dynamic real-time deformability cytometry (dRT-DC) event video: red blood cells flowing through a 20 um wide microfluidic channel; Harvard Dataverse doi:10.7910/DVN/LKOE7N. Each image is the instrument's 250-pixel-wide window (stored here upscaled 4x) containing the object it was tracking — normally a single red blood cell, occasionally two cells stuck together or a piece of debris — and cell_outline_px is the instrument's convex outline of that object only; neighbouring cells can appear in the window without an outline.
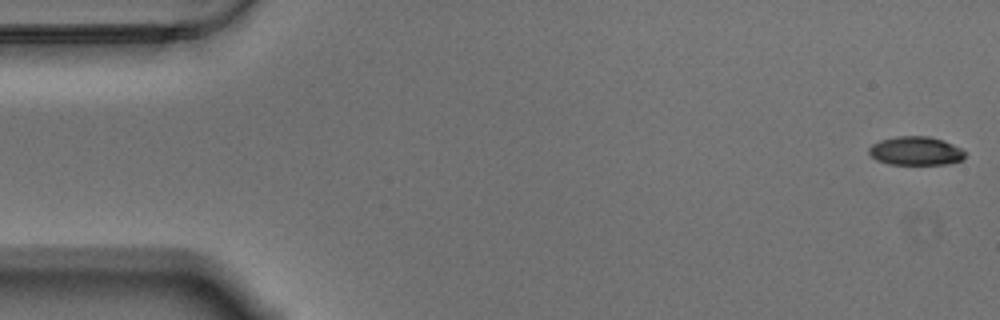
{"species": "Egyptian fruit bat (a non-hibernating species)", "species_latin": "Rousettus aegyptiacus", "temperature_condition": "warm", "stored_images_in_passage": 57, "camera_frame_rate_fps": 3000, "um_per_image_px": 0.085, "animal": {"sex": "male"}, "frame": {"image": 1, "passage_image": 1, "time_ms": 0.0, "image_size_px": [1000, 320], "cell_outline_px": [[964, 160], [944, 164], [888, 164], [876, 160], [868, 152], [868, 148], [872, 144], [880, 140], [896, 136], [928, 136], [944, 140], [960, 148], [964, 152]], "centroid_in_image_um": [77.81, 12.82], "position_along_channel_um": 7.2, "area_um2": 16.07}}
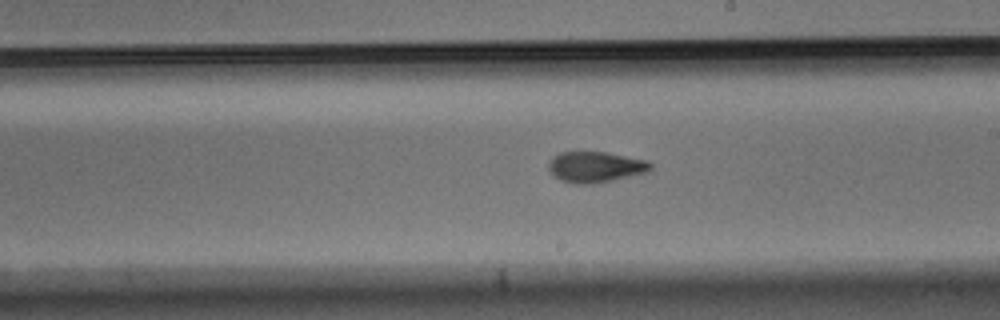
{"frame": {"image": 2, "passage_image": 32, "time_ms": 10.333, "image_size_px": [1000, 320], "cell_outline_px": [[652, 168], [648, 172], [596, 184], [572, 184], [560, 180], [548, 168], [548, 160], [552, 156], [560, 152], [608, 152], [648, 160], [652, 164]], "centroid_in_image_um": [50.62, 14.19], "position_along_channel_um": 238.4, "area_um2": 18.61}}
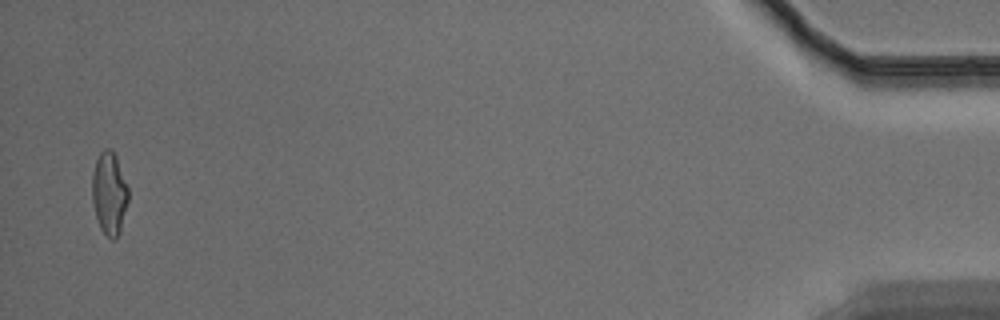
{"frame": {"image": 3, "passage_image": 56, "time_ms": 18.333, "image_size_px": [1000, 320], "cell_outline_px": [[128, 200], [120, 232], [116, 240], [112, 240], [100, 228], [96, 216], [92, 200], [92, 172], [96, 160], [100, 152], [104, 148], [112, 148], [116, 156], [128, 188]], "centroid_in_image_um": [9.28, 16.42], "position_along_channel_um": 425.9, "area_um2": 17.46}, "authors_computed_cell_mechanics": {"area_um2": 17.7446, "velocity_mm_per_s": 3.4987, "shape_relaxation_time_tau1_ms": null, "shape_relaxation_time_tau2_ms": 2.9686, "deformation_change_tau1": null, "deformation_change_tau2": 0.0992}}